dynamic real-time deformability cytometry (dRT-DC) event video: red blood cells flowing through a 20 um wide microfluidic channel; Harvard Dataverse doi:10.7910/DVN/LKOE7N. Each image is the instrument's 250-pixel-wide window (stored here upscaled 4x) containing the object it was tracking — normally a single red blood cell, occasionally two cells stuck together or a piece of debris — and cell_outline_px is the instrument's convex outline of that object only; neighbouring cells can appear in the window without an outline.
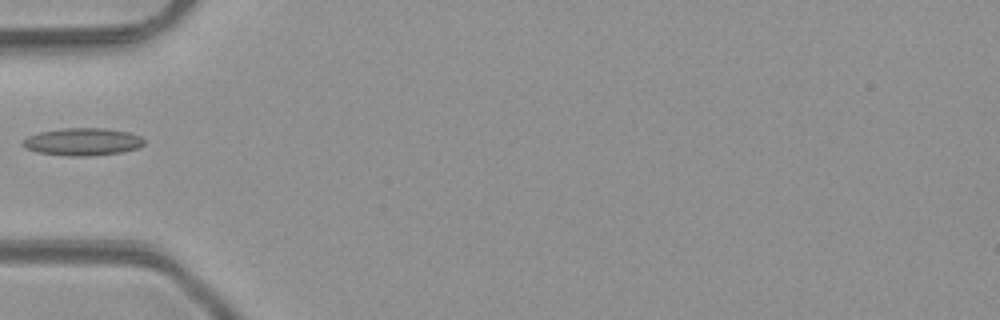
{"species": "common noctule bat (a hibernating species)", "species_latin": "Nyctalus noctula", "temperature_condition": "room temperature", "stored_images_in_passage": 3, "camera_frame_rate_fps": 3000, "um_per_image_px": 0.085, "animal": {"sex": "male", "body_mass_g": 23.1, "forearm_length_mm": 52.7}, "frame": {"image": 1, "passage_image": 3, "time_ms": 3.333, "image_size_px": [1000, 320], "cell_outline_px": [[144, 144], [140, 148], [120, 152], [88, 156], [68, 156], [36, 152], [20, 144], [28, 136], [40, 132], [64, 128], [104, 128], [128, 132], [140, 136], [144, 140]], "centroid_in_image_um": [7.03, 12.05], "position_along_channel_um": 78.0, "area_um2": 19.36}}